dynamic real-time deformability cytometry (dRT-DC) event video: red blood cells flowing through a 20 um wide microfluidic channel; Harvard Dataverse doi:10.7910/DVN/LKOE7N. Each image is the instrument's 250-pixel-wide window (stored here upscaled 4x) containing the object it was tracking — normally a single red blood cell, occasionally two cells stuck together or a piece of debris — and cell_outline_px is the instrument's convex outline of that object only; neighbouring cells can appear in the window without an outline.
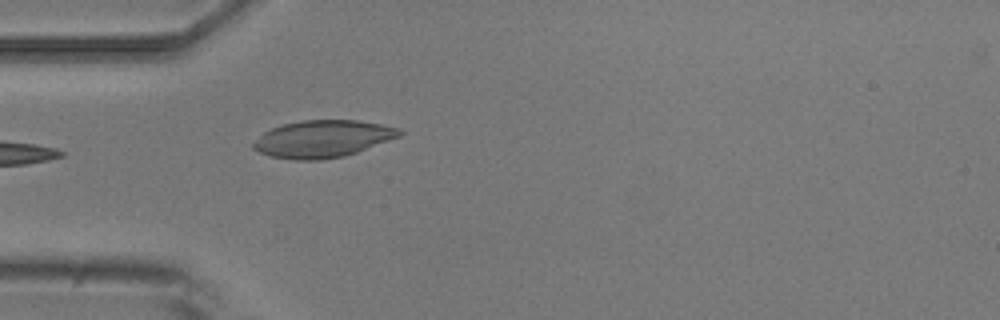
{"species": "common noctule bat (a hibernating species)", "species_latin": "Nyctalus noctula", "temperature_condition": "room temperature", "stored_images_in_passage": 5, "camera_frame_rate_fps": 3000, "um_per_image_px": 0.085, "animal": {"sex": "male", "body_mass_g": 20.5, "forearm_length_mm": 52.5}, "frame": {"image": 1, "passage_image": 5, "time_ms": 5.667, "image_size_px": [1000, 320], "cell_outline_px": [[404, 132], [400, 136], [356, 152], [344, 156], [320, 160], [292, 160], [268, 156], [252, 148], [252, 144], [264, 132], [272, 128], [284, 124], [300, 120], [356, 120], [380, 124], [400, 128]], "centroid_in_image_um": [27.42, 11.8], "position_along_channel_um": 57.6, "area_um2": 31.56}}